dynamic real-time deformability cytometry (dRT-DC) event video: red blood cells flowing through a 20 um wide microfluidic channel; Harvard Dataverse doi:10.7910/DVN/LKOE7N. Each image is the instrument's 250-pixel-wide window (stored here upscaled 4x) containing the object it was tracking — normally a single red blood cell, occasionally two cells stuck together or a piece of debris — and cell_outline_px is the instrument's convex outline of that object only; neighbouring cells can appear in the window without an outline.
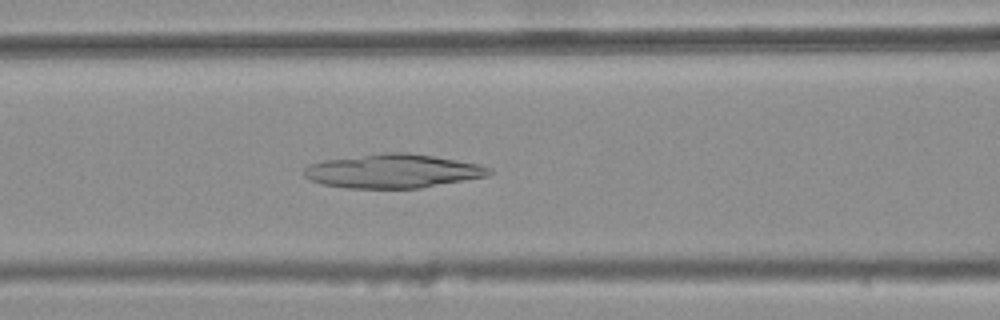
{"species": "common noctule bat (a hibernating species)", "species_latin": "Nyctalus noctula", "temperature_condition": "warm", "stored_images_in_passage": 34, "camera_frame_rate_fps": 3000, "um_per_image_px": 0.085, "animal": {"sex": "female", "body_mass_g": 25.1}, "frame": {"image": 1, "passage_image": 14, "time_ms": 4.333, "image_size_px": [1000, 320], "cell_outline_px": [[492, 172], [488, 176], [420, 188], [348, 188], [324, 184], [308, 180], [300, 172], [304, 168], [312, 164], [324, 160], [380, 152], [408, 152], [480, 164], [492, 168]], "centroid_in_image_um": [33.38, 14.53], "position_along_channel_um": 133.2, "area_um2": 36.7}}
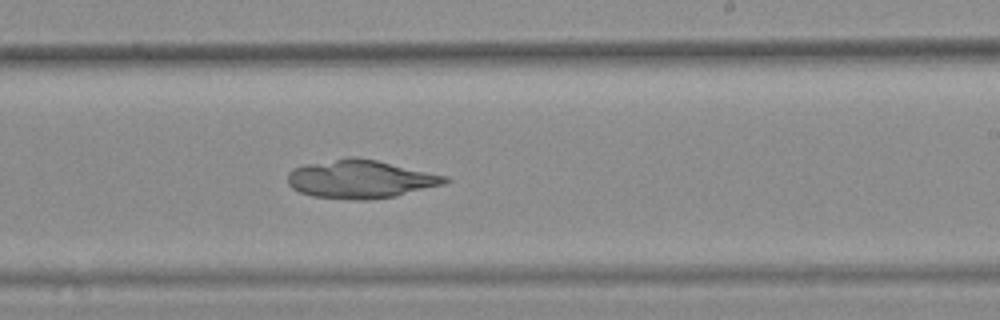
{"frame": {"image": 2, "passage_image": 24, "time_ms": 7.667, "image_size_px": [1000, 320], "cell_outline_px": [[452, 180], [444, 184], [396, 196], [364, 200], [352, 200], [312, 196], [300, 192], [292, 188], [288, 184], [288, 172], [292, 168], [304, 164], [348, 156], [356, 156], [376, 160], [448, 176]], "centroid_in_image_um": [30.62, 15.21], "position_along_channel_um": 258.4, "area_um2": 35.37}}
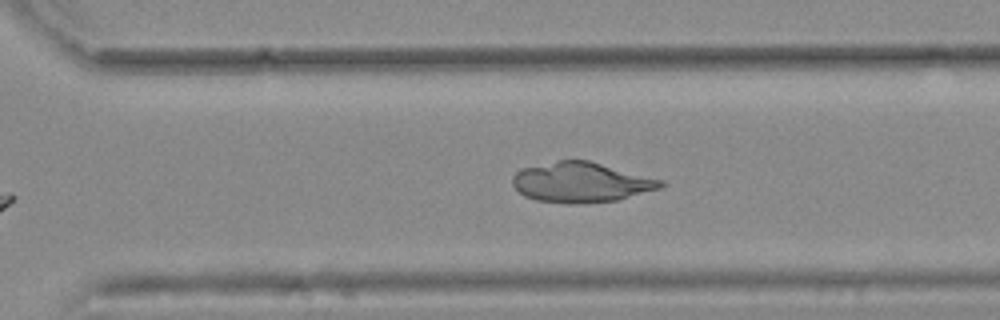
{"frame": {"image": 3, "passage_image": 29, "time_ms": 9.333, "image_size_px": [1000, 320], "cell_outline_px": [[668, 184], [660, 188], [616, 200], [580, 204], [568, 204], [536, 200], [524, 196], [512, 184], [512, 176], [516, 172], [524, 168], [560, 160], [588, 160], [664, 180]], "centroid_in_image_um": [49.41, 15.5], "position_along_channel_um": 321.2, "area_um2": 34.51}}